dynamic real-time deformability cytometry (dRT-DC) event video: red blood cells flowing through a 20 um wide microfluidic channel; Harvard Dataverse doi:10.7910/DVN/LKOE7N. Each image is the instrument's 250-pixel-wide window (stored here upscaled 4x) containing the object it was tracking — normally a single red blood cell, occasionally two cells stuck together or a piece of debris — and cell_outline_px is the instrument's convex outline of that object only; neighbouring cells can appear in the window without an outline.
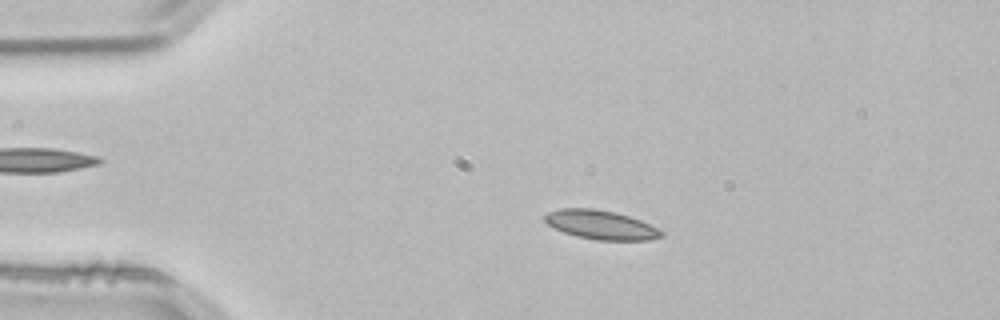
{"species": "common noctule bat (a hibernating species)", "species_latin": "Nyctalus noctula", "temperature_condition": "room temperature", "stored_images_in_passage": 52, "camera_frame_rate_fps": 3000, "um_per_image_px": 0.085, "animal": {"sex": "male", "body_mass_g": 21.5, "forearm_length_mm": 52.0}, "frame": {"image": 1, "passage_image": 10, "time_ms": 3.0, "image_size_px": [1000, 320], "cell_outline_px": [[664, 236], [648, 240], [600, 240], [576, 236], [564, 232], [548, 224], [544, 220], [544, 216], [548, 212], [560, 208], [592, 208], [616, 212], [640, 220], [664, 232]], "centroid_in_image_um": [51.07, 19.1], "position_along_channel_um": 33.9, "area_um2": 19.54}}
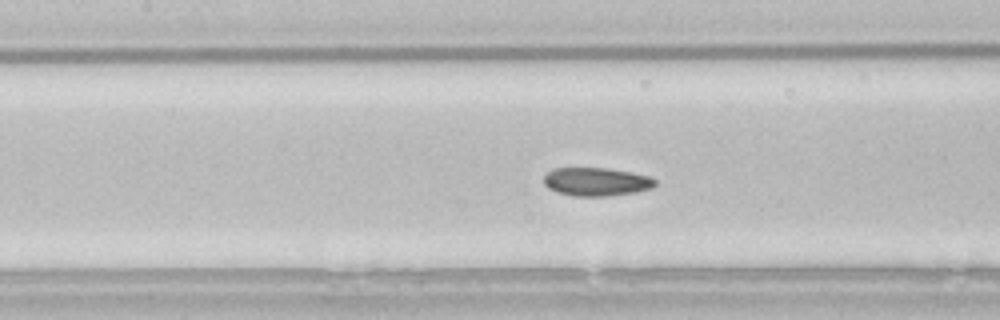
{"frame": {"image": 2, "passage_image": 23, "time_ms": 7.333, "image_size_px": [1000, 320], "cell_outline_px": [[656, 184], [652, 188], [636, 192], [608, 196], [576, 196], [556, 192], [548, 188], [544, 184], [544, 176], [552, 168], [608, 168], [632, 172], [652, 176], [656, 180]], "centroid_in_image_um": [50.71, 15.44], "position_along_channel_um": 156.7, "area_um2": 18.61}}
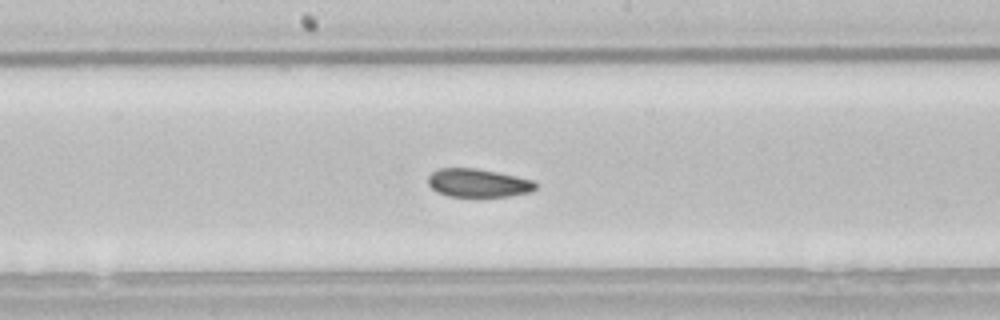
{"frame": {"image": 3, "passage_image": 27, "time_ms": 8.667, "image_size_px": [1000, 320], "cell_outline_px": [[536, 188], [532, 192], [508, 196], [448, 196], [436, 192], [428, 184], [428, 176], [432, 172], [440, 168], [476, 168], [516, 176], [532, 180], [536, 184]], "centroid_in_image_um": [40.62, 15.55], "position_along_channel_um": 207.6, "area_um2": 17.69}, "authors_computed_cell_mechanics": {"area_um2": 18.6116, "velocity_mm_per_s": 3.8203, "shape_relaxation_time_tau1_ms": 10.2122, "shape_relaxation_time_tau2_ms": 3.219, "deformation_change_tau1": 0.1331, "deformation_change_tau2": 0.0781}}